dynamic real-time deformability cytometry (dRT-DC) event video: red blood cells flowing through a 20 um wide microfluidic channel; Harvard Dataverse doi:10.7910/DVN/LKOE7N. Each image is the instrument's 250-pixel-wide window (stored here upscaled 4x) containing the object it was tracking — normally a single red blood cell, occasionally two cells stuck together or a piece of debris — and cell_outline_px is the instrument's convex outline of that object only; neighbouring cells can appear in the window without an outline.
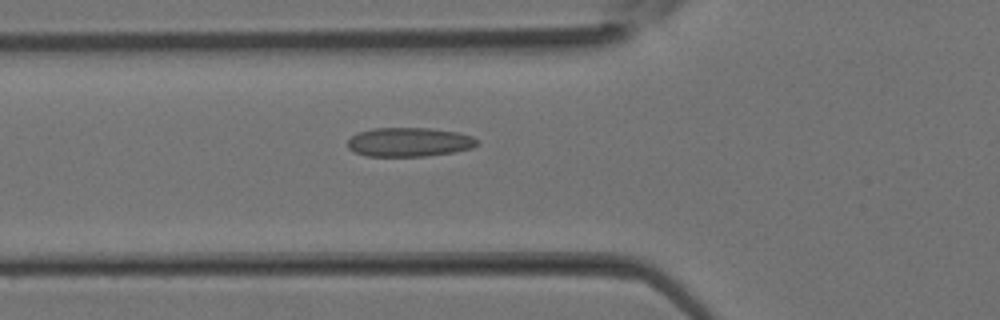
{"species": "Egyptian fruit bat (a non-hibernating species)", "species_latin": "Rousettus aegyptiacus", "temperature_condition": "room temperature", "stored_images_in_passage": 31, "camera_frame_rate_fps": 3000, "um_per_image_px": 0.085, "animal": {"sex": "female"}, "frame": {"image": 1, "passage_image": 12, "time_ms": 3.667, "image_size_px": [1000, 320], "cell_outline_px": [[480, 144], [472, 148], [452, 152], [428, 156], [364, 156], [352, 152], [348, 148], [348, 140], [356, 132], [372, 128], [428, 128], [456, 132], [472, 136], [480, 140]], "centroid_in_image_um": [34.76, 12.08], "position_along_channel_um": 91.0, "area_um2": 22.2}}
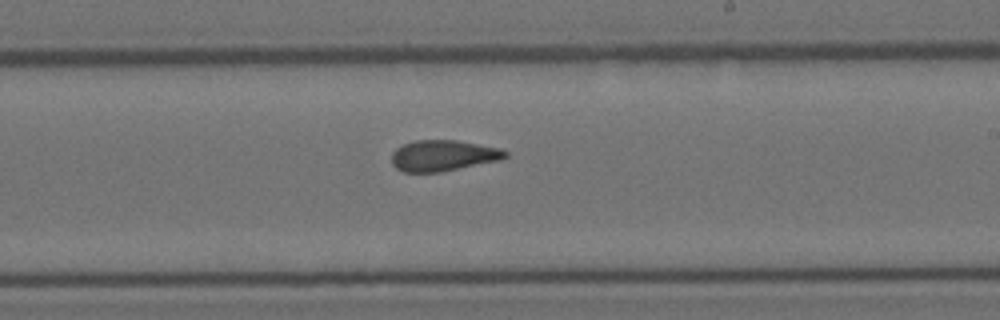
{"frame": {"image": 2, "passage_image": 20, "time_ms": 6.333, "image_size_px": [1000, 320], "cell_outline_px": [[508, 156], [500, 160], [440, 172], [404, 172], [396, 168], [392, 164], [392, 152], [396, 148], [404, 144], [416, 140], [456, 140], [500, 148], [508, 152]], "centroid_in_image_um": [37.66, 13.22], "position_along_channel_um": 251.3, "area_um2": 20.46}}
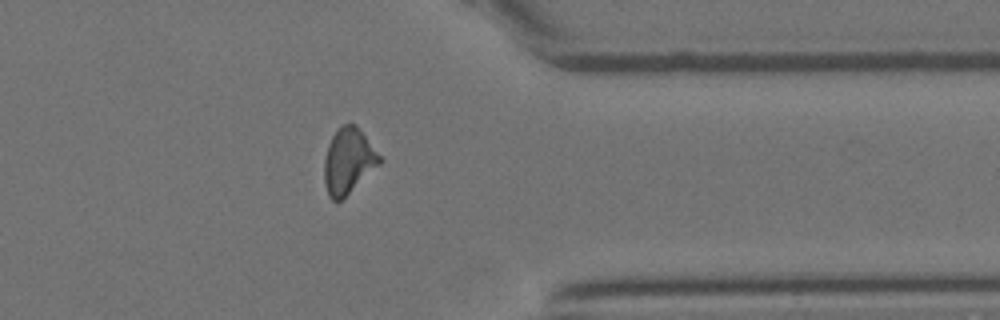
{"frame": {"image": 3, "passage_image": 27, "time_ms": 8.667, "image_size_px": [1000, 320], "cell_outline_px": [[384, 160], [380, 164], [340, 200], [332, 200], [328, 196], [324, 184], [324, 160], [328, 144], [332, 136], [344, 124], [356, 124]], "centroid_in_image_um": [29.61, 13.68], "position_along_channel_um": 381.8, "area_um2": 20.87}}